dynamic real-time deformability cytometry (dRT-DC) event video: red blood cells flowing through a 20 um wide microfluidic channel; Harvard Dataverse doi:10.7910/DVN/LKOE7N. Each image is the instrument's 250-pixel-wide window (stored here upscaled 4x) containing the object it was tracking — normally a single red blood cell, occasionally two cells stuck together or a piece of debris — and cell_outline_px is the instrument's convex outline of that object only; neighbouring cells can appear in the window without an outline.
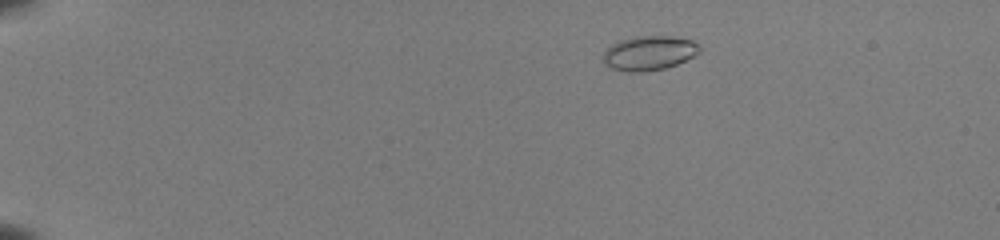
{"species": "common noctule bat (a hibernating species)", "species_latin": "Nyctalus noctula", "temperature_condition": "room temperature", "stored_images_in_passage": 46, "camera_frame_rate_fps": 3000, "um_per_image_px": 0.085, "animal": {"sex": "female", "body_mass_g": 22.0, "forearm_length_mm": 56.7}, "frame": {"image": 1, "passage_image": 3, "time_ms": 0.667, "image_size_px": [1000, 240], "cell_outline_px": [[700, 52], [676, 64], [664, 68], [644, 72], [628, 72], [612, 68], [604, 64], [604, 52], [612, 44], [620, 40], [632, 36], [672, 36], [692, 40], [700, 48]], "centroid_in_image_um": [55.15, 4.5], "position_along_channel_um": 29.9, "area_um2": 19.19}}
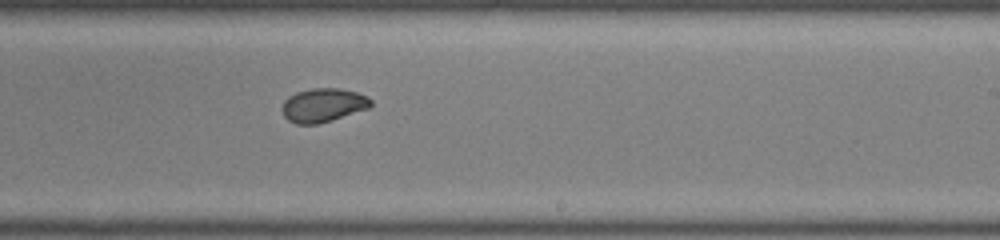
{"frame": {"image": 2, "passage_image": 28, "time_ms": 9.0, "image_size_px": [1000, 240], "cell_outline_px": [[372, 104], [368, 108], [332, 120], [316, 124], [296, 124], [288, 120], [284, 116], [280, 108], [284, 100], [288, 96], [296, 92], [312, 88], [340, 88], [356, 92], [368, 96], [372, 100]], "centroid_in_image_um": [27.44, 8.93], "position_along_channel_um": 261.6, "area_um2": 17.57}}
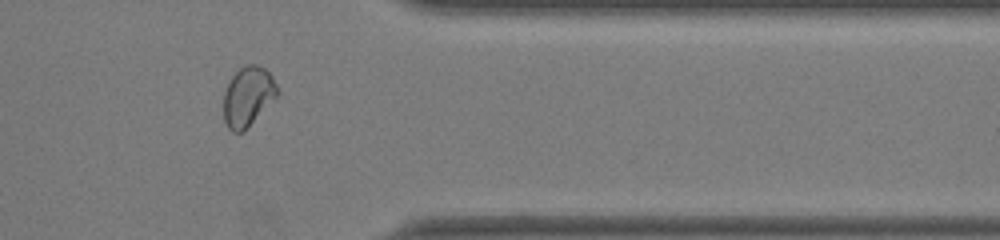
{"frame": {"image": 3, "passage_image": 38, "time_ms": 12.333, "image_size_px": [1000, 240], "cell_outline_px": [[280, 92], [244, 132], [232, 132], [228, 128], [224, 120], [224, 92], [228, 80], [240, 68], [248, 64], [256, 64], [264, 68], [272, 76]], "centroid_in_image_um": [21.06, 8.2], "position_along_channel_um": 390.3, "area_um2": 18.67}, "authors_computed_cell_mechanics": {"area_um2": 18.2359, "velocity_mm_per_s": 4.0032, "shape_relaxation_time_tau1_ms": 4.6509, "shape_relaxation_time_tau2_ms": 1.5687, "deformation_change_tau1": 0.1383, "deformation_change_tau2": 0.0464}}